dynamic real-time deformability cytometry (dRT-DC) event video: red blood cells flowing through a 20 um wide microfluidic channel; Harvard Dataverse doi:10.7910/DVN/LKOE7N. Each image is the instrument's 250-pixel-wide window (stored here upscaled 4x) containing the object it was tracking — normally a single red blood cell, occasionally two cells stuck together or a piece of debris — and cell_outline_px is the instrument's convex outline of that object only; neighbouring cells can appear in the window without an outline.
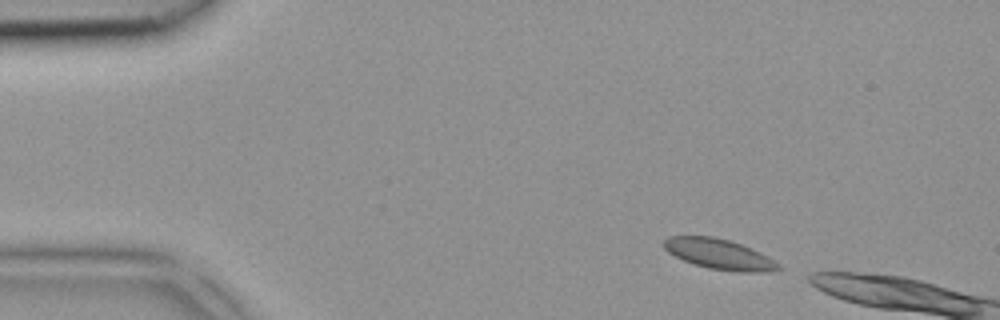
{"species": "common noctule bat (a hibernating species)", "species_latin": "Nyctalus noctula", "temperature_condition": "room temperature", "stored_images_in_passage": 4, "camera_frame_rate_fps": 3000, "um_per_image_px": 0.085, "animal": {"sex": "female", "body_mass_g": 18.4}, "frame": {"image": 1, "passage_image": 4, "time_ms": 1.0, "image_size_px": [1000, 320], "cell_outline_px": [[784, 268], [776, 272], [740, 272], [708, 268], [684, 260], [668, 252], [664, 248], [664, 240], [668, 236], [712, 236], [728, 240], [752, 248], [768, 256], [780, 264]], "centroid_in_image_um": [61.21, 21.61], "position_along_channel_um": 23.8, "area_um2": 20.29}}